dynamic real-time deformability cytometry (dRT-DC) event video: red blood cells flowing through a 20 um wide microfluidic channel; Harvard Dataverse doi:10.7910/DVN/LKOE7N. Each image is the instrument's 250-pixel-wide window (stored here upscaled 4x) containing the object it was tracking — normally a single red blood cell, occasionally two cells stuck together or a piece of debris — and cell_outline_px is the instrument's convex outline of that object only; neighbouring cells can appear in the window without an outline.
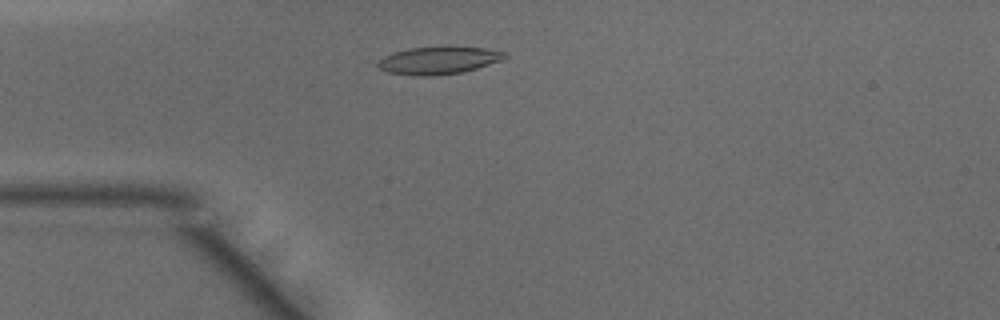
{"species": "common noctule bat (a hibernating species)", "species_latin": "Nyctalus noctula", "temperature_condition": "warm", "stored_images_in_passage": 43, "camera_frame_rate_fps": 3000, "um_per_image_px": 0.085, "animal": {"sex": "male", "body_mass_g": 15.6}, "frame": {"image": 1, "passage_image": 8, "time_ms": 2.333, "image_size_px": [1000, 320], "cell_outline_px": [[508, 56], [500, 60], [464, 72], [432, 76], [416, 76], [388, 72], [380, 68], [376, 64], [384, 56], [408, 48], [444, 44], [452, 44], [484, 48], [508, 52]], "centroid_in_image_um": [37.32, 5.09], "position_along_channel_um": 47.7, "area_um2": 21.04}}
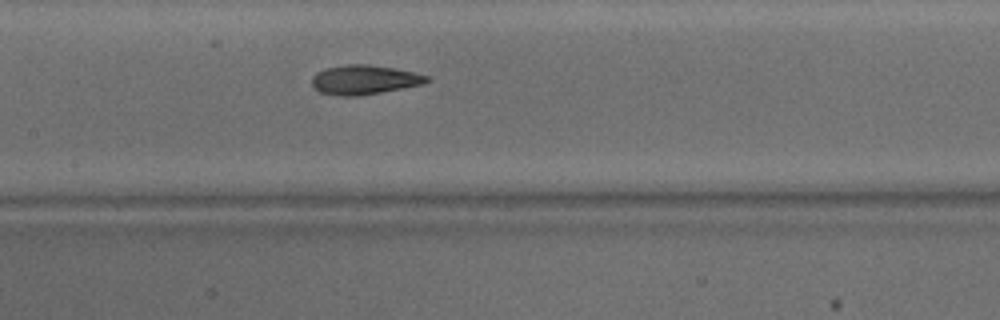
{"frame": {"image": 2, "passage_image": 18, "time_ms": 5.667, "image_size_px": [1000, 320], "cell_outline_px": [[432, 80], [424, 84], [380, 92], [356, 96], [340, 96], [320, 92], [312, 88], [312, 76], [316, 72], [328, 68], [348, 64], [368, 64], [392, 68], [412, 72], [428, 76]], "centroid_in_image_um": [30.94, 6.78], "position_along_channel_um": 176.5, "area_um2": 19.54}}
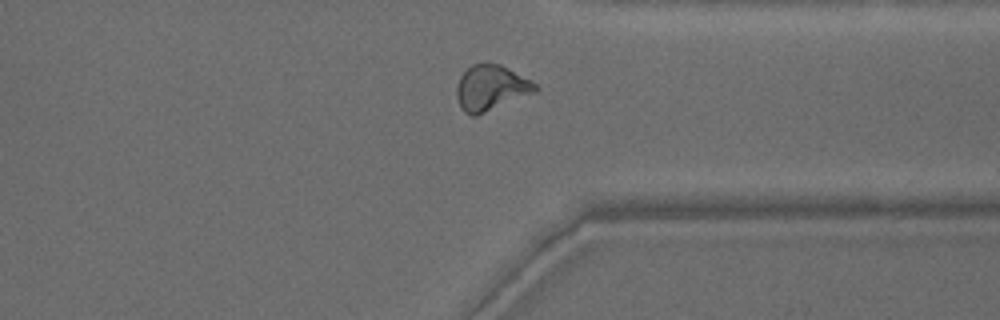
{"frame": {"image": 3, "passage_image": 32, "time_ms": 10.333, "image_size_px": [1000, 320], "cell_outline_px": [[540, 88], [536, 92], [476, 116], [472, 116], [464, 112], [460, 108], [456, 96], [456, 88], [460, 76], [472, 64], [484, 60], [488, 60], [500, 64], [532, 80]], "centroid_in_image_um": [41.72, 7.44], "position_along_channel_um": 369.7, "area_um2": 21.33}, "authors_computed_cell_mechanics": {"area_um2": 19.7676, "velocity_mm_per_s": 4.1862, "shape_relaxation_time_tau1_ms": 5.1245, "shape_relaxation_time_tau2_ms": 1.3701, "deformation_change_tau1": 0.1911, "deformation_change_tau2": 0.0833}}